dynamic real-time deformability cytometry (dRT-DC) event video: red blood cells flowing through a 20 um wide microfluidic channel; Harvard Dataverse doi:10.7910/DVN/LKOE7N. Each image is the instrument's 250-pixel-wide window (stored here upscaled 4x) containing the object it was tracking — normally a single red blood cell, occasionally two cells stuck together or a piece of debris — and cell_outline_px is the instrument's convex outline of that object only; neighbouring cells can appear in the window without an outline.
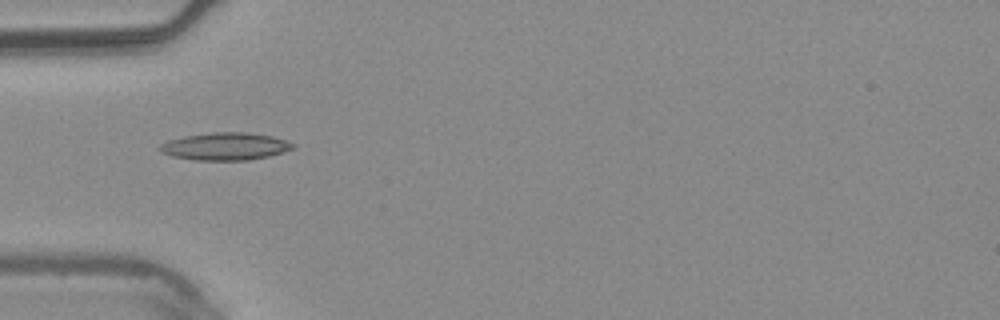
{"species": "common noctule bat (a hibernating species)", "species_latin": "Nyctalus noctula", "temperature_condition": "warm", "stored_images_in_passage": 5, "camera_frame_rate_fps": 3000, "um_per_image_px": 0.085, "animal": {"sex": "male", "body_mass_g": 20.4}, "frame": {"image": 1, "passage_image": 3, "time_ms": 0.667, "image_size_px": [1000, 320], "cell_outline_px": [[296, 144], [292, 148], [268, 156], [248, 160], [196, 160], [172, 156], [160, 152], [156, 148], [160, 144], [168, 140], [184, 136], [212, 132], [248, 132], [272, 136], [288, 140]], "centroid_in_image_um": [19.11, 12.43], "position_along_channel_um": 65.9, "area_um2": 21.39}}
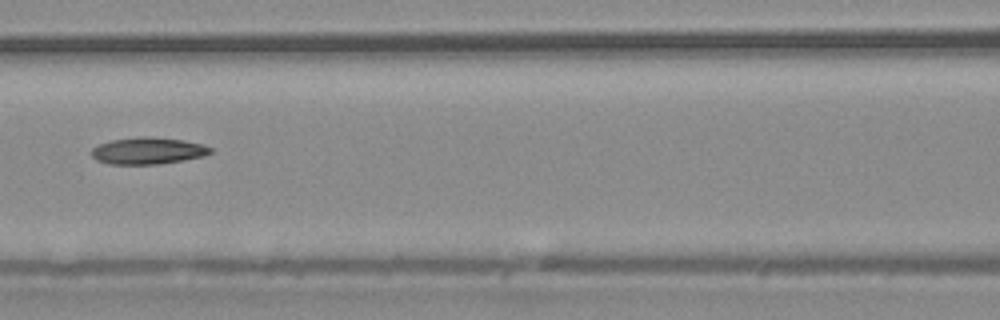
{"frame": {"image": 2, "passage_image": 5, "time_ms": 1.333, "image_size_px": [1000, 320], "cell_outline_px": [[212, 152], [204, 156], [184, 160], [160, 164], [108, 164], [96, 160], [92, 156], [92, 148], [100, 144], [112, 140], [140, 136], [144, 136], [184, 140], [204, 144], [212, 148]], "centroid_in_image_um": [12.6, 12.82], "position_along_channel_um": 154.0, "area_um2": 18.61}}